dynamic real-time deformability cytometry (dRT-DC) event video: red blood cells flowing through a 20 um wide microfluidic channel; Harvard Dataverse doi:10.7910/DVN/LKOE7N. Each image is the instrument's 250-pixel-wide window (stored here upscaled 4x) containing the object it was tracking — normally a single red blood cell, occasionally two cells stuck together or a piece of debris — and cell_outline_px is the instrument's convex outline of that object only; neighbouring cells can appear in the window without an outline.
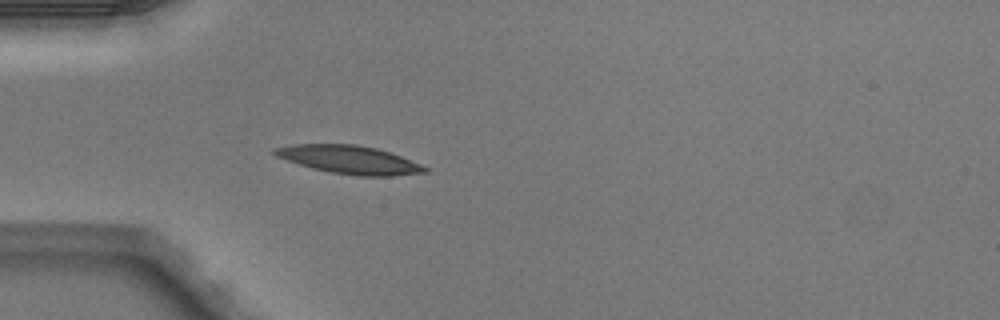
{"species": "Egyptian fruit bat (a non-hibernating species)", "species_latin": "Rousettus aegyptiacus", "temperature_condition": "warm", "stored_images_in_passage": 4, "camera_frame_rate_fps": 3000, "um_per_image_px": 0.085, "animal": {"sex": "male"}, "frame": {"image": 1, "passage_image": 4, "time_ms": 1.0, "image_size_px": [1000, 320], "cell_outline_px": [[428, 172], [392, 176], [360, 176], [332, 172], [312, 168], [276, 156], [272, 152], [272, 148], [292, 144], [356, 144], [376, 148], [400, 156], [420, 164], [428, 168]], "centroid_in_image_um": [29.68, 13.57], "position_along_channel_um": 55.3, "area_um2": 24.45}}